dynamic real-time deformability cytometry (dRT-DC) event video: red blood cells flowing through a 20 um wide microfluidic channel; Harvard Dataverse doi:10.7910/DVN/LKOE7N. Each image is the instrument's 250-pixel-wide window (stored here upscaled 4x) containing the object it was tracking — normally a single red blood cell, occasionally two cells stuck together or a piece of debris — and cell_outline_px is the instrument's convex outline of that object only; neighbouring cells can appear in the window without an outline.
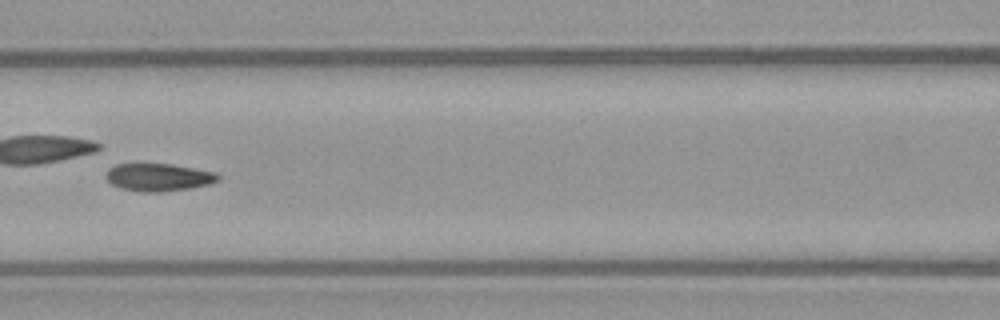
{"species": "common noctule bat (a hibernating species)", "species_latin": "Nyctalus noctula", "temperature_condition": "warm", "stored_images_in_passage": 34, "camera_frame_rate_fps": 3000, "um_per_image_px": 0.085, "animal": {"sex": "female", "body_mass_g": 21.9}, "frame": {"image": 1, "passage_image": 10, "time_ms": 3.0, "image_size_px": [1000, 320], "cell_outline_px": [[220, 180], [208, 184], [192, 188], [164, 192], [140, 192], [120, 188], [112, 184], [104, 176], [108, 168], [116, 164], [172, 164], [216, 172], [220, 176]], "centroid_in_image_um": [13.47, 15.07], "position_along_channel_um": 153.1, "area_um2": 18.26}}